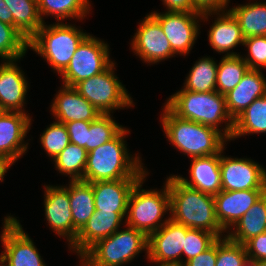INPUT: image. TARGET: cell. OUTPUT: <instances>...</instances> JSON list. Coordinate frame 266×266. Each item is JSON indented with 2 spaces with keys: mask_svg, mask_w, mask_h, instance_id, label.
Returning a JSON list of instances; mask_svg holds the SVG:
<instances>
[{
  "mask_svg": "<svg viewBox=\"0 0 266 266\" xmlns=\"http://www.w3.org/2000/svg\"><path fill=\"white\" fill-rule=\"evenodd\" d=\"M229 11L238 21L244 39L266 36V2L238 5Z\"/></svg>",
  "mask_w": 266,
  "mask_h": 266,
  "instance_id": "obj_28",
  "label": "cell"
},
{
  "mask_svg": "<svg viewBox=\"0 0 266 266\" xmlns=\"http://www.w3.org/2000/svg\"><path fill=\"white\" fill-rule=\"evenodd\" d=\"M114 67L115 63L102 73L81 80L74 86L100 114H110L113 110L134 106L130 94L116 77Z\"/></svg>",
  "mask_w": 266,
  "mask_h": 266,
  "instance_id": "obj_8",
  "label": "cell"
},
{
  "mask_svg": "<svg viewBox=\"0 0 266 266\" xmlns=\"http://www.w3.org/2000/svg\"><path fill=\"white\" fill-rule=\"evenodd\" d=\"M127 213L98 212L89 218L78 232L76 239L68 246L81 257L98 240L111 236L119 230Z\"/></svg>",
  "mask_w": 266,
  "mask_h": 266,
  "instance_id": "obj_18",
  "label": "cell"
},
{
  "mask_svg": "<svg viewBox=\"0 0 266 266\" xmlns=\"http://www.w3.org/2000/svg\"><path fill=\"white\" fill-rule=\"evenodd\" d=\"M44 211L48 225L58 236L67 239L70 245L78 232L73 227V219L69 201V185H44Z\"/></svg>",
  "mask_w": 266,
  "mask_h": 266,
  "instance_id": "obj_15",
  "label": "cell"
},
{
  "mask_svg": "<svg viewBox=\"0 0 266 266\" xmlns=\"http://www.w3.org/2000/svg\"><path fill=\"white\" fill-rule=\"evenodd\" d=\"M42 27L28 40V47L43 57L57 74L68 66L77 47L89 35L77 27L57 22Z\"/></svg>",
  "mask_w": 266,
  "mask_h": 266,
  "instance_id": "obj_5",
  "label": "cell"
},
{
  "mask_svg": "<svg viewBox=\"0 0 266 266\" xmlns=\"http://www.w3.org/2000/svg\"><path fill=\"white\" fill-rule=\"evenodd\" d=\"M165 105L178 117L213 127L230 141L234 120L228 113L225 95L217 91L180 90L171 95ZM223 122L225 128L222 130L219 126Z\"/></svg>",
  "mask_w": 266,
  "mask_h": 266,
  "instance_id": "obj_4",
  "label": "cell"
},
{
  "mask_svg": "<svg viewBox=\"0 0 266 266\" xmlns=\"http://www.w3.org/2000/svg\"><path fill=\"white\" fill-rule=\"evenodd\" d=\"M244 246L248 258L257 261L266 260V232L252 237Z\"/></svg>",
  "mask_w": 266,
  "mask_h": 266,
  "instance_id": "obj_41",
  "label": "cell"
},
{
  "mask_svg": "<svg viewBox=\"0 0 266 266\" xmlns=\"http://www.w3.org/2000/svg\"><path fill=\"white\" fill-rule=\"evenodd\" d=\"M246 258L243 244L233 242L226 235L217 240L216 266H240Z\"/></svg>",
  "mask_w": 266,
  "mask_h": 266,
  "instance_id": "obj_38",
  "label": "cell"
},
{
  "mask_svg": "<svg viewBox=\"0 0 266 266\" xmlns=\"http://www.w3.org/2000/svg\"><path fill=\"white\" fill-rule=\"evenodd\" d=\"M265 192L266 189L221 190L214 195L216 217L223 231L229 232Z\"/></svg>",
  "mask_w": 266,
  "mask_h": 266,
  "instance_id": "obj_17",
  "label": "cell"
},
{
  "mask_svg": "<svg viewBox=\"0 0 266 266\" xmlns=\"http://www.w3.org/2000/svg\"><path fill=\"white\" fill-rule=\"evenodd\" d=\"M226 12V13H225ZM221 13V14H220ZM217 15L215 22L208 31V40L212 48L218 53H226L225 56H237L236 52H231L238 45H243L244 37L239 27V23L229 10L202 13V19L208 21V16ZM219 15V16H218Z\"/></svg>",
  "mask_w": 266,
  "mask_h": 266,
  "instance_id": "obj_21",
  "label": "cell"
},
{
  "mask_svg": "<svg viewBox=\"0 0 266 266\" xmlns=\"http://www.w3.org/2000/svg\"><path fill=\"white\" fill-rule=\"evenodd\" d=\"M0 21L13 26V15L3 0H0Z\"/></svg>",
  "mask_w": 266,
  "mask_h": 266,
  "instance_id": "obj_45",
  "label": "cell"
},
{
  "mask_svg": "<svg viewBox=\"0 0 266 266\" xmlns=\"http://www.w3.org/2000/svg\"><path fill=\"white\" fill-rule=\"evenodd\" d=\"M257 266H266V260L257 261Z\"/></svg>",
  "mask_w": 266,
  "mask_h": 266,
  "instance_id": "obj_50",
  "label": "cell"
},
{
  "mask_svg": "<svg viewBox=\"0 0 266 266\" xmlns=\"http://www.w3.org/2000/svg\"><path fill=\"white\" fill-rule=\"evenodd\" d=\"M139 180L119 179L92 182L96 211L127 213L130 194Z\"/></svg>",
  "mask_w": 266,
  "mask_h": 266,
  "instance_id": "obj_22",
  "label": "cell"
},
{
  "mask_svg": "<svg viewBox=\"0 0 266 266\" xmlns=\"http://www.w3.org/2000/svg\"><path fill=\"white\" fill-rule=\"evenodd\" d=\"M161 116L163 131L176 149L191 158L218 154L229 141L217 129L183 119L164 105Z\"/></svg>",
  "mask_w": 266,
  "mask_h": 266,
  "instance_id": "obj_3",
  "label": "cell"
},
{
  "mask_svg": "<svg viewBox=\"0 0 266 266\" xmlns=\"http://www.w3.org/2000/svg\"><path fill=\"white\" fill-rule=\"evenodd\" d=\"M243 46L248 49V55L242 58L249 69L266 68V36H252L244 39Z\"/></svg>",
  "mask_w": 266,
  "mask_h": 266,
  "instance_id": "obj_39",
  "label": "cell"
},
{
  "mask_svg": "<svg viewBox=\"0 0 266 266\" xmlns=\"http://www.w3.org/2000/svg\"><path fill=\"white\" fill-rule=\"evenodd\" d=\"M124 127L113 120L111 114H101L91 121L87 131V144L84 147L87 152L103 145L113 139Z\"/></svg>",
  "mask_w": 266,
  "mask_h": 266,
  "instance_id": "obj_35",
  "label": "cell"
},
{
  "mask_svg": "<svg viewBox=\"0 0 266 266\" xmlns=\"http://www.w3.org/2000/svg\"><path fill=\"white\" fill-rule=\"evenodd\" d=\"M147 175L148 173L134 185L128 201L125 223L148 237L170 219L162 220L164 213L170 212V195L167 181L160 191L141 189Z\"/></svg>",
  "mask_w": 266,
  "mask_h": 266,
  "instance_id": "obj_7",
  "label": "cell"
},
{
  "mask_svg": "<svg viewBox=\"0 0 266 266\" xmlns=\"http://www.w3.org/2000/svg\"><path fill=\"white\" fill-rule=\"evenodd\" d=\"M249 70L241 55L223 56L218 64L216 91L222 95L234 89Z\"/></svg>",
  "mask_w": 266,
  "mask_h": 266,
  "instance_id": "obj_32",
  "label": "cell"
},
{
  "mask_svg": "<svg viewBox=\"0 0 266 266\" xmlns=\"http://www.w3.org/2000/svg\"><path fill=\"white\" fill-rule=\"evenodd\" d=\"M217 70L218 64L213 58L199 59L192 66L181 90L200 93L216 91Z\"/></svg>",
  "mask_w": 266,
  "mask_h": 266,
  "instance_id": "obj_31",
  "label": "cell"
},
{
  "mask_svg": "<svg viewBox=\"0 0 266 266\" xmlns=\"http://www.w3.org/2000/svg\"><path fill=\"white\" fill-rule=\"evenodd\" d=\"M91 122L87 121H70L65 123L70 143L85 147L87 144V131H89Z\"/></svg>",
  "mask_w": 266,
  "mask_h": 266,
  "instance_id": "obj_40",
  "label": "cell"
},
{
  "mask_svg": "<svg viewBox=\"0 0 266 266\" xmlns=\"http://www.w3.org/2000/svg\"><path fill=\"white\" fill-rule=\"evenodd\" d=\"M141 21L131 41L133 53L149 64L175 56L160 23L151 14Z\"/></svg>",
  "mask_w": 266,
  "mask_h": 266,
  "instance_id": "obj_13",
  "label": "cell"
},
{
  "mask_svg": "<svg viewBox=\"0 0 266 266\" xmlns=\"http://www.w3.org/2000/svg\"><path fill=\"white\" fill-rule=\"evenodd\" d=\"M13 15V26L29 40L44 24L37 0H3Z\"/></svg>",
  "mask_w": 266,
  "mask_h": 266,
  "instance_id": "obj_27",
  "label": "cell"
},
{
  "mask_svg": "<svg viewBox=\"0 0 266 266\" xmlns=\"http://www.w3.org/2000/svg\"><path fill=\"white\" fill-rule=\"evenodd\" d=\"M186 227L169 219L148 236L147 259L155 264H184L183 247Z\"/></svg>",
  "mask_w": 266,
  "mask_h": 266,
  "instance_id": "obj_14",
  "label": "cell"
},
{
  "mask_svg": "<svg viewBox=\"0 0 266 266\" xmlns=\"http://www.w3.org/2000/svg\"><path fill=\"white\" fill-rule=\"evenodd\" d=\"M1 234L2 254L9 266H46L33 240L24 232L16 217L6 216Z\"/></svg>",
  "mask_w": 266,
  "mask_h": 266,
  "instance_id": "obj_11",
  "label": "cell"
},
{
  "mask_svg": "<svg viewBox=\"0 0 266 266\" xmlns=\"http://www.w3.org/2000/svg\"><path fill=\"white\" fill-rule=\"evenodd\" d=\"M109 45L95 36L88 35L77 47L67 68L60 74L63 85L74 87L81 80L90 78L108 69Z\"/></svg>",
  "mask_w": 266,
  "mask_h": 266,
  "instance_id": "obj_9",
  "label": "cell"
},
{
  "mask_svg": "<svg viewBox=\"0 0 266 266\" xmlns=\"http://www.w3.org/2000/svg\"><path fill=\"white\" fill-rule=\"evenodd\" d=\"M111 236L98 240L81 257V266H123L148 249V237L125 225Z\"/></svg>",
  "mask_w": 266,
  "mask_h": 266,
  "instance_id": "obj_6",
  "label": "cell"
},
{
  "mask_svg": "<svg viewBox=\"0 0 266 266\" xmlns=\"http://www.w3.org/2000/svg\"><path fill=\"white\" fill-rule=\"evenodd\" d=\"M163 29L175 54L186 55L190 52L199 33V20L202 13L167 11L150 13ZM198 19V20H197Z\"/></svg>",
  "mask_w": 266,
  "mask_h": 266,
  "instance_id": "obj_10",
  "label": "cell"
},
{
  "mask_svg": "<svg viewBox=\"0 0 266 266\" xmlns=\"http://www.w3.org/2000/svg\"><path fill=\"white\" fill-rule=\"evenodd\" d=\"M261 71L249 69L238 85L225 94L227 110L233 120L254 100L266 95V78Z\"/></svg>",
  "mask_w": 266,
  "mask_h": 266,
  "instance_id": "obj_23",
  "label": "cell"
},
{
  "mask_svg": "<svg viewBox=\"0 0 266 266\" xmlns=\"http://www.w3.org/2000/svg\"><path fill=\"white\" fill-rule=\"evenodd\" d=\"M40 143L51 159L56 158L70 144L65 124L58 121L50 124L42 133Z\"/></svg>",
  "mask_w": 266,
  "mask_h": 266,
  "instance_id": "obj_36",
  "label": "cell"
},
{
  "mask_svg": "<svg viewBox=\"0 0 266 266\" xmlns=\"http://www.w3.org/2000/svg\"><path fill=\"white\" fill-rule=\"evenodd\" d=\"M220 170L222 190L242 191L248 189H266V170L249 158H231L222 155Z\"/></svg>",
  "mask_w": 266,
  "mask_h": 266,
  "instance_id": "obj_12",
  "label": "cell"
},
{
  "mask_svg": "<svg viewBox=\"0 0 266 266\" xmlns=\"http://www.w3.org/2000/svg\"><path fill=\"white\" fill-rule=\"evenodd\" d=\"M168 11L200 13L193 4V0H162Z\"/></svg>",
  "mask_w": 266,
  "mask_h": 266,
  "instance_id": "obj_44",
  "label": "cell"
},
{
  "mask_svg": "<svg viewBox=\"0 0 266 266\" xmlns=\"http://www.w3.org/2000/svg\"><path fill=\"white\" fill-rule=\"evenodd\" d=\"M226 236L233 242L245 244L252 237L266 232V192L237 222Z\"/></svg>",
  "mask_w": 266,
  "mask_h": 266,
  "instance_id": "obj_25",
  "label": "cell"
},
{
  "mask_svg": "<svg viewBox=\"0 0 266 266\" xmlns=\"http://www.w3.org/2000/svg\"><path fill=\"white\" fill-rule=\"evenodd\" d=\"M27 113L2 111L0 114V157L14 163L26 153L28 142L24 139L31 126Z\"/></svg>",
  "mask_w": 266,
  "mask_h": 266,
  "instance_id": "obj_16",
  "label": "cell"
},
{
  "mask_svg": "<svg viewBox=\"0 0 266 266\" xmlns=\"http://www.w3.org/2000/svg\"><path fill=\"white\" fill-rule=\"evenodd\" d=\"M0 266H9L7 259L4 257V255L2 253L0 255Z\"/></svg>",
  "mask_w": 266,
  "mask_h": 266,
  "instance_id": "obj_48",
  "label": "cell"
},
{
  "mask_svg": "<svg viewBox=\"0 0 266 266\" xmlns=\"http://www.w3.org/2000/svg\"><path fill=\"white\" fill-rule=\"evenodd\" d=\"M220 158L221 151L212 156L191 158V180L176 176L185 185L214 196L222 190Z\"/></svg>",
  "mask_w": 266,
  "mask_h": 266,
  "instance_id": "obj_24",
  "label": "cell"
},
{
  "mask_svg": "<svg viewBox=\"0 0 266 266\" xmlns=\"http://www.w3.org/2000/svg\"><path fill=\"white\" fill-rule=\"evenodd\" d=\"M240 266H257V260L247 257Z\"/></svg>",
  "mask_w": 266,
  "mask_h": 266,
  "instance_id": "obj_47",
  "label": "cell"
},
{
  "mask_svg": "<svg viewBox=\"0 0 266 266\" xmlns=\"http://www.w3.org/2000/svg\"><path fill=\"white\" fill-rule=\"evenodd\" d=\"M16 61H3L0 64V108L3 111L26 113L24 104L29 85Z\"/></svg>",
  "mask_w": 266,
  "mask_h": 266,
  "instance_id": "obj_19",
  "label": "cell"
},
{
  "mask_svg": "<svg viewBox=\"0 0 266 266\" xmlns=\"http://www.w3.org/2000/svg\"><path fill=\"white\" fill-rule=\"evenodd\" d=\"M69 183L73 227L79 232L96 210L92 184L83 180H70Z\"/></svg>",
  "mask_w": 266,
  "mask_h": 266,
  "instance_id": "obj_26",
  "label": "cell"
},
{
  "mask_svg": "<svg viewBox=\"0 0 266 266\" xmlns=\"http://www.w3.org/2000/svg\"><path fill=\"white\" fill-rule=\"evenodd\" d=\"M42 21L44 16H55L58 22L65 19H84L91 9L89 0H37ZM43 15V16H42Z\"/></svg>",
  "mask_w": 266,
  "mask_h": 266,
  "instance_id": "obj_30",
  "label": "cell"
},
{
  "mask_svg": "<svg viewBox=\"0 0 266 266\" xmlns=\"http://www.w3.org/2000/svg\"><path fill=\"white\" fill-rule=\"evenodd\" d=\"M251 133H266V95L254 100L234 120L233 133L230 140Z\"/></svg>",
  "mask_w": 266,
  "mask_h": 266,
  "instance_id": "obj_29",
  "label": "cell"
},
{
  "mask_svg": "<svg viewBox=\"0 0 266 266\" xmlns=\"http://www.w3.org/2000/svg\"><path fill=\"white\" fill-rule=\"evenodd\" d=\"M87 154L88 152L84 147L70 143L53 159L54 166L59 173L69 175L70 180H83Z\"/></svg>",
  "mask_w": 266,
  "mask_h": 266,
  "instance_id": "obj_33",
  "label": "cell"
},
{
  "mask_svg": "<svg viewBox=\"0 0 266 266\" xmlns=\"http://www.w3.org/2000/svg\"><path fill=\"white\" fill-rule=\"evenodd\" d=\"M170 195V219L192 229L214 233L222 238L225 233L218 223L214 196L182 183L176 175L167 178Z\"/></svg>",
  "mask_w": 266,
  "mask_h": 266,
  "instance_id": "obj_2",
  "label": "cell"
},
{
  "mask_svg": "<svg viewBox=\"0 0 266 266\" xmlns=\"http://www.w3.org/2000/svg\"><path fill=\"white\" fill-rule=\"evenodd\" d=\"M217 241L206 251L187 261L185 266H216Z\"/></svg>",
  "mask_w": 266,
  "mask_h": 266,
  "instance_id": "obj_42",
  "label": "cell"
},
{
  "mask_svg": "<svg viewBox=\"0 0 266 266\" xmlns=\"http://www.w3.org/2000/svg\"><path fill=\"white\" fill-rule=\"evenodd\" d=\"M219 238L212 232L186 227V239L183 247L184 264L210 248Z\"/></svg>",
  "mask_w": 266,
  "mask_h": 266,
  "instance_id": "obj_37",
  "label": "cell"
},
{
  "mask_svg": "<svg viewBox=\"0 0 266 266\" xmlns=\"http://www.w3.org/2000/svg\"><path fill=\"white\" fill-rule=\"evenodd\" d=\"M230 0H193L194 7L200 13L221 12L227 10Z\"/></svg>",
  "mask_w": 266,
  "mask_h": 266,
  "instance_id": "obj_43",
  "label": "cell"
},
{
  "mask_svg": "<svg viewBox=\"0 0 266 266\" xmlns=\"http://www.w3.org/2000/svg\"><path fill=\"white\" fill-rule=\"evenodd\" d=\"M28 40L14 27L0 21V57L3 61L20 60L25 56Z\"/></svg>",
  "mask_w": 266,
  "mask_h": 266,
  "instance_id": "obj_34",
  "label": "cell"
},
{
  "mask_svg": "<svg viewBox=\"0 0 266 266\" xmlns=\"http://www.w3.org/2000/svg\"><path fill=\"white\" fill-rule=\"evenodd\" d=\"M14 165V162L12 160H9L4 157H0V182H3L4 175L7 172V170Z\"/></svg>",
  "mask_w": 266,
  "mask_h": 266,
  "instance_id": "obj_46",
  "label": "cell"
},
{
  "mask_svg": "<svg viewBox=\"0 0 266 266\" xmlns=\"http://www.w3.org/2000/svg\"><path fill=\"white\" fill-rule=\"evenodd\" d=\"M157 266H185L182 263H176V264H159Z\"/></svg>",
  "mask_w": 266,
  "mask_h": 266,
  "instance_id": "obj_49",
  "label": "cell"
},
{
  "mask_svg": "<svg viewBox=\"0 0 266 266\" xmlns=\"http://www.w3.org/2000/svg\"><path fill=\"white\" fill-rule=\"evenodd\" d=\"M51 105V112L56 121H94L101 115L74 87L62 85Z\"/></svg>",
  "mask_w": 266,
  "mask_h": 266,
  "instance_id": "obj_20",
  "label": "cell"
},
{
  "mask_svg": "<svg viewBox=\"0 0 266 266\" xmlns=\"http://www.w3.org/2000/svg\"><path fill=\"white\" fill-rule=\"evenodd\" d=\"M129 132L124 127L113 139L88 152L83 181L92 183L141 179L148 173L144 169L141 157L128 153L124 140Z\"/></svg>",
  "mask_w": 266,
  "mask_h": 266,
  "instance_id": "obj_1",
  "label": "cell"
}]
</instances>
